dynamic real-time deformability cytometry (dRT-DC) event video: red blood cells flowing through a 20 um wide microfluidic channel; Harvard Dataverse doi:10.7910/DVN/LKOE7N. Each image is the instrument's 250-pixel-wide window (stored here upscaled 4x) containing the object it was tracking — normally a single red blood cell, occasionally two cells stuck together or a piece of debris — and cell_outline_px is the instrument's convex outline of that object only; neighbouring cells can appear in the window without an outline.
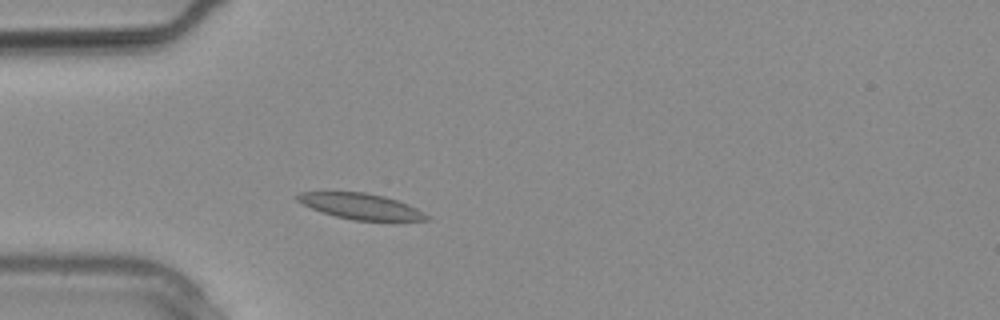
{"species": "common noctule bat (a hibernating species)", "species_latin": "Nyctalus noctula", "temperature_condition": "warm", "stored_images_in_passage": 11, "camera_frame_rate_fps": 3000, "um_per_image_px": 0.085, "animal": {"sex": "male", "body_mass_g": 20.4}, "frame": {"image": 1, "passage_image": 5, "time_ms": 1.333, "image_size_px": [1000, 320], "cell_outline_px": [[432, 220], [352, 220], [336, 216], [312, 208], [296, 200], [296, 196], [300, 192], [364, 192], [384, 196], [408, 204], [432, 216]], "centroid_in_image_um": [30.72, 17.53], "position_along_channel_um": 54.3, "area_um2": 19.19}}